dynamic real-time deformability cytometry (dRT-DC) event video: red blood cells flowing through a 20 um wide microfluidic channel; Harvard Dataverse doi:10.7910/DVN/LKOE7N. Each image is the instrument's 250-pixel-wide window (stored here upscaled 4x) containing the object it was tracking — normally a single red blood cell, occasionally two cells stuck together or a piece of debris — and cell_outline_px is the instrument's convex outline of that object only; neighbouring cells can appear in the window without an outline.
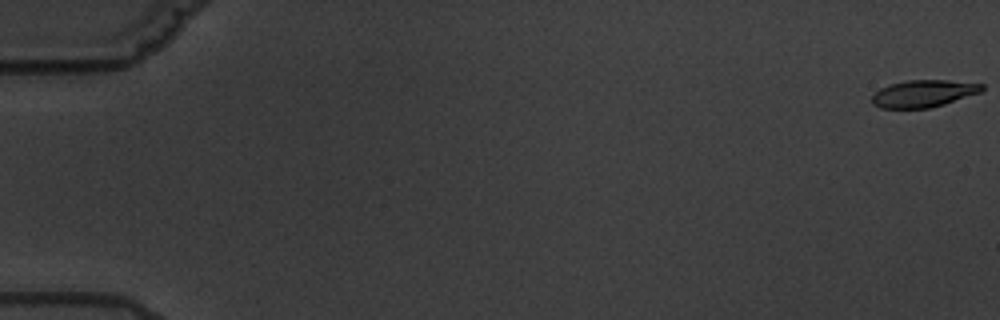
{"species": "common noctule bat (a hibernating species)", "species_latin": "Nyctalus noctula", "temperature_condition": "warm", "stored_images_in_passage": 18, "camera_frame_rate_fps": 3000, "um_per_image_px": 0.085, "animal": {"sex": "male", "body_mass_g": 19.5, "forearm_length_mm": 54.6}, "frame": {"image": 1, "passage_image": 1, "time_ms": 0.0, "image_size_px": [1000, 320], "cell_outline_px": [[984, 88], [980, 92], [944, 104], [928, 108], [880, 108], [872, 104], [872, 96], [880, 88], [888, 84], [908, 80], [948, 80], [984, 84]], "centroid_in_image_um": [78.47, 7.94], "position_along_channel_um": 6.5, "area_um2": 17.34}}
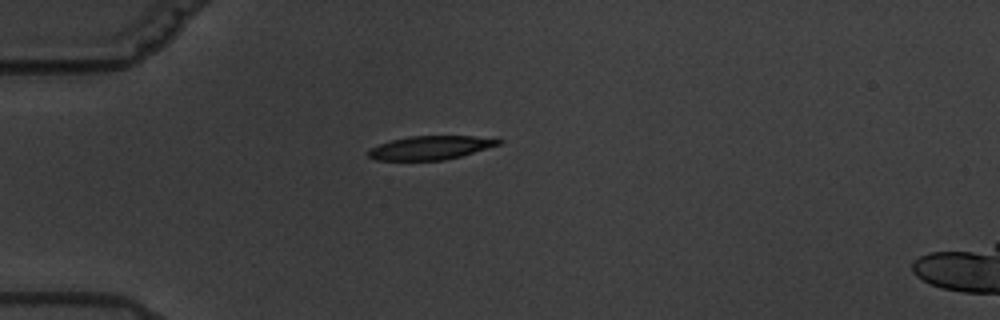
{"frame": {"image": 2, "passage_image": 6, "time_ms": 5.667, "image_size_px": [1000, 320], "cell_outline_px": [[504, 140], [500, 144], [460, 156], [444, 160], [376, 160], [368, 156], [368, 152], [372, 148], [380, 144], [392, 140], [408, 136], [472, 136]], "centroid_in_image_um": [36.58, 12.55], "position_along_channel_um": 48.4, "area_um2": 17.63}, "authors_computed_cell_mechanics": {"area_um2": 18.5827, "velocity_mm_per_s": 3.4261, "shape_relaxation_time_tau1_ms": 5.6361, "shape_relaxation_time_tau2_ms": 2.5395, "deformation_change_tau1": 0.1893, "deformation_change_tau2": 0.0979}}